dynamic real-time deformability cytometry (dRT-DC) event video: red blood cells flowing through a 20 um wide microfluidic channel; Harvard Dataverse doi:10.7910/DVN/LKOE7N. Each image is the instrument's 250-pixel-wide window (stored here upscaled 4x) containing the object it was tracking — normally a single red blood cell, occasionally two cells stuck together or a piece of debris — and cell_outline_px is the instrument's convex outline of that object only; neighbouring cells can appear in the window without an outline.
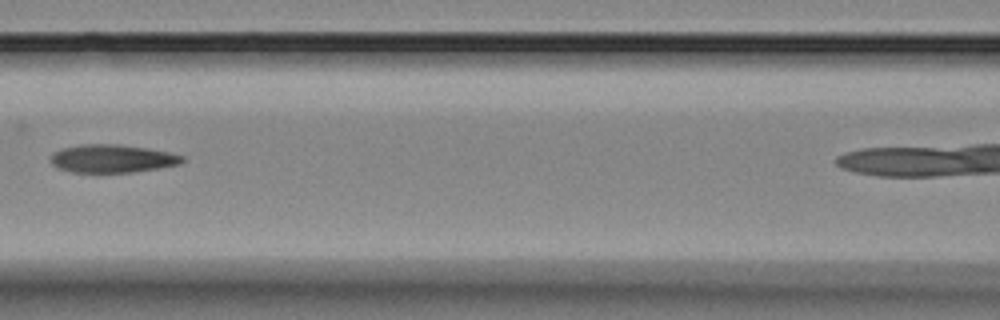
{"species": "Egyptian fruit bat (a non-hibernating species)", "species_latin": "Rousettus aegyptiacus", "temperature_condition": "room temperature", "stored_images_in_passage": 5, "camera_frame_rate_fps": 3000, "um_per_image_px": 0.085, "animal": {"sex": "female"}, "frame": {"image": 1, "passage_image": 3, "time_ms": 2.333, "image_size_px": [1000, 320], "cell_outline_px": [[188, 160], [180, 164], [160, 168], [132, 172], [72, 172], [60, 168], [52, 164], [52, 156], [56, 152], [64, 148], [80, 144], [120, 144], [148, 148], [168, 152], [184, 156]], "centroid_in_image_um": [9.63, 13.47], "position_along_channel_um": 157.0, "area_um2": 21.44}}
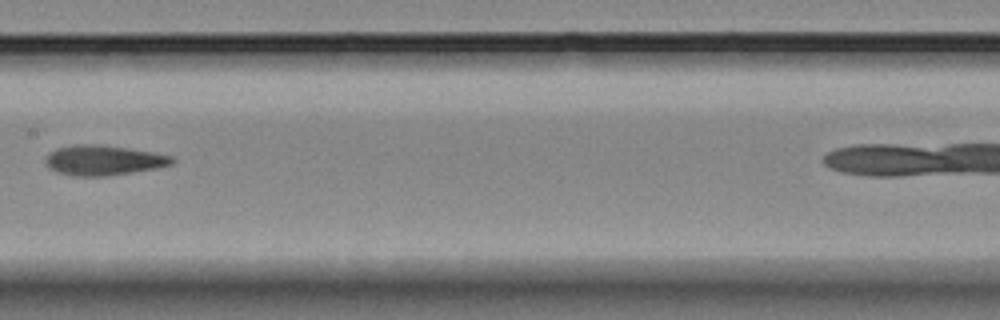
{"frame": {"image": 2, "passage_image": 4, "time_ms": 3.333, "image_size_px": [1000, 320], "cell_outline_px": [[176, 160], [172, 164], [156, 168], [108, 176], [72, 176], [56, 172], [44, 160], [48, 152], [56, 148], [72, 144], [100, 144], [128, 148], [176, 156]], "centroid_in_image_um": [8.8, 13.61], "position_along_channel_um": 198.6, "area_um2": 22.37}}